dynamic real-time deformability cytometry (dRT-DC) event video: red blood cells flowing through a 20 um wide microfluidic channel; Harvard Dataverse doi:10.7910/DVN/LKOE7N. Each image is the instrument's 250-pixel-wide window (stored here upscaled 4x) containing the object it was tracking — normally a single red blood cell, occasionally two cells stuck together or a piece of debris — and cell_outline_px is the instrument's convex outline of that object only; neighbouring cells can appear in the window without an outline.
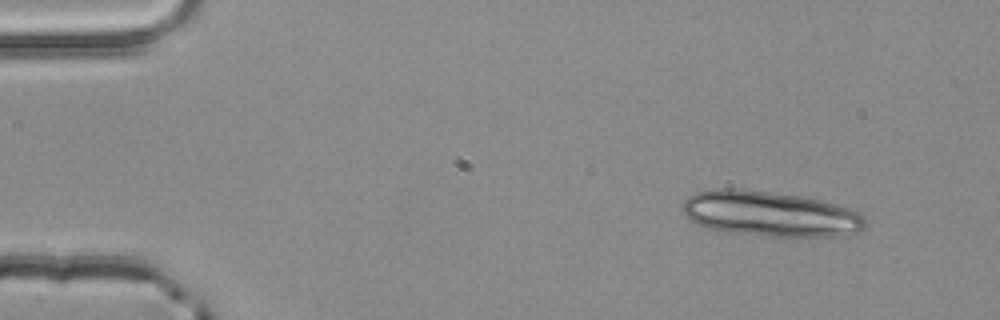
{"species": "common noctule bat (a hibernating species)", "species_latin": "Nyctalus noctula", "temperature_condition": "room temperature", "stored_images_in_passage": 3, "camera_frame_rate_fps": 3000, "um_per_image_px": 0.085, "animal": {"sex": "male", "body_mass_g": 20.4}, "frame": {"image": 1, "passage_image": 1, "time_ms": 0.0, "image_size_px": [1000, 320], "cell_outline_px": [[864, 224], [860, 228], [836, 236], [760, 236], [708, 228], [692, 220], [684, 212], [684, 200], [688, 196], [696, 192], [716, 188], [740, 188], [800, 196], [820, 200], [836, 204], [860, 212], [864, 216]], "centroid_in_image_um": [65.42, 18.15], "position_along_channel_um": 19.6, "area_um2": 47.45}}